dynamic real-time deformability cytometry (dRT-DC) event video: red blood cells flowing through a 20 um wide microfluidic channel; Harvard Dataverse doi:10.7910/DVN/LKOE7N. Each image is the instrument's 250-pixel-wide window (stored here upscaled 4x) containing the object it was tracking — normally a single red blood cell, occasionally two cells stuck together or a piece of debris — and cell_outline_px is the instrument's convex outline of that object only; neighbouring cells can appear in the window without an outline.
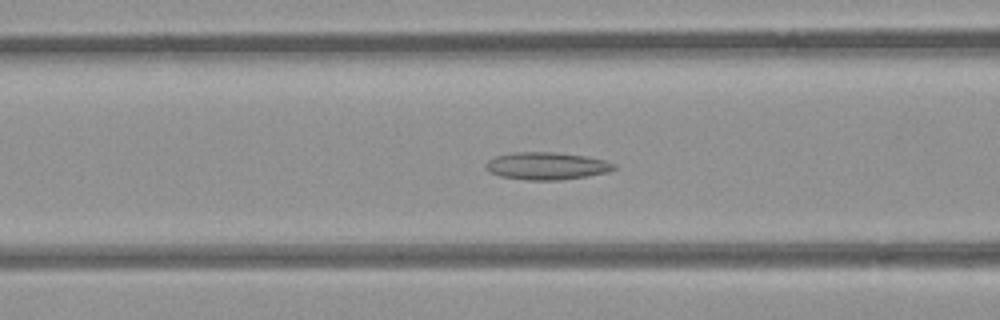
{"species": "common noctule bat (a hibernating species)", "species_latin": "Nyctalus noctula", "temperature_condition": "room temperature", "stored_images_in_passage": 42, "camera_frame_rate_fps": 3000, "um_per_image_px": 0.085, "animal": {"sex": "female", "body_mass_g": 21.9}, "frame": {"image": 1, "passage_image": 11, "time_ms": 3.333, "image_size_px": [1000, 320], "cell_outline_px": [[616, 168], [608, 172], [588, 176], [560, 180], [524, 180], [500, 176], [488, 172], [484, 168], [484, 164], [488, 160], [496, 156], [512, 152], [556, 152], [584, 156], [604, 160], [616, 164]], "centroid_in_image_um": [46.43, 14.11], "position_along_channel_um": 120.2, "area_um2": 20.69}}
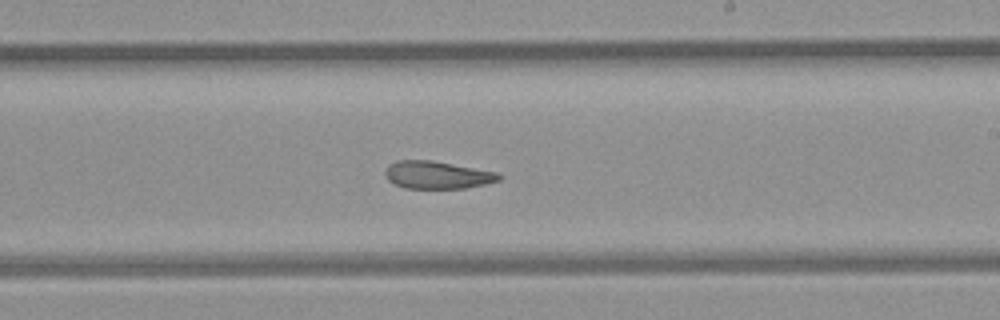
{"frame": {"image": 2, "passage_image": 21, "time_ms": 6.667, "image_size_px": [1000, 320], "cell_outline_px": [[504, 176], [500, 180], [484, 184], [464, 188], [404, 188], [388, 180], [384, 176], [384, 172], [388, 164], [396, 160], [432, 160], [496, 172]], "centroid_in_image_um": [37.13, 14.86], "position_along_channel_um": 251.9, "area_um2": 18.32}}
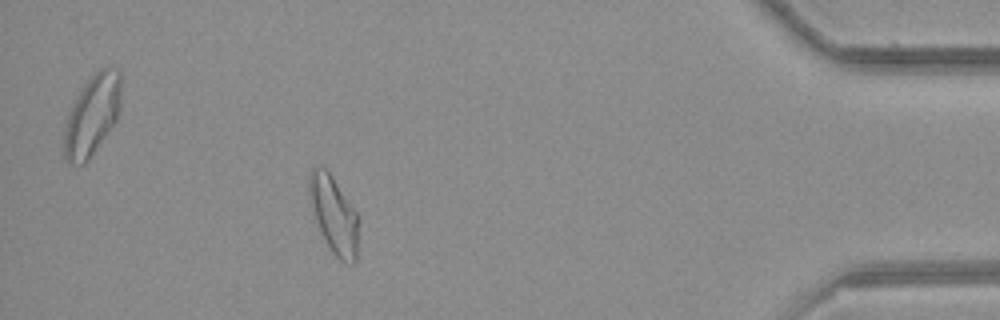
{"frame": {"image": 3, "passage_image": 37, "time_ms": 12.0, "image_size_px": [1000, 320], "cell_outline_px": [[356, 260], [352, 264], [340, 260], [332, 252], [324, 240], [320, 232], [312, 212], [308, 192], [308, 176], [312, 168], [320, 164], [332, 176], [356, 212]], "centroid_in_image_um": [28.3, 18.21], "position_along_channel_um": 406.9, "area_um2": 21.85}, "authors_computed_cell_mechanics": {"area_um2": 20.5479, "velocity_mm_per_s": 3.9562, "shape_relaxation_time_tau1_ms": null, "shape_relaxation_time_tau2_ms": 3.63, "deformation_change_tau1": null, "deformation_change_tau2": 0.1141}}